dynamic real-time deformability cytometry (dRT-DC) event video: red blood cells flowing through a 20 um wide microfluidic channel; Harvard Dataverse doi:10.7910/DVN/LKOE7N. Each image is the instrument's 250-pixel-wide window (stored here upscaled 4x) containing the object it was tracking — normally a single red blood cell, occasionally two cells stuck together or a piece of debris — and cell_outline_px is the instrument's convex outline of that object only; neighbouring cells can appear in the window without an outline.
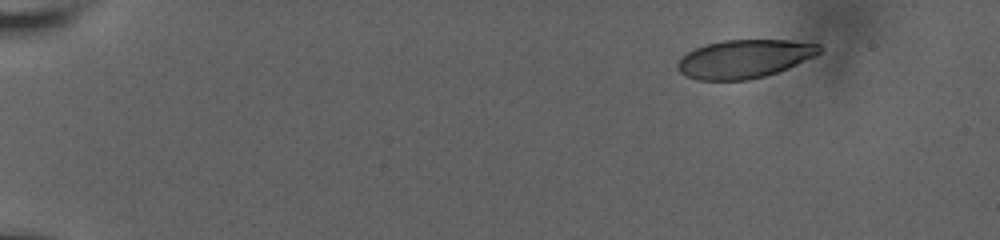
{"species": "human", "species_latin": "Homo sapiens", "temperature_condition": "room temperature", "stored_images_in_passage": 10, "camera_frame_rate_fps": 3000, "um_per_image_px": 0.085, "donor": {"sex": "male"}, "frame": {"image": 1, "passage_image": 1, "time_ms": 0.0, "image_size_px": [1000, 240], "cell_outline_px": [[820, 52], [816, 56], [788, 68], [764, 76], [748, 80], [696, 80], [680, 72], [676, 68], [676, 64], [688, 52], [696, 48], [708, 44], [724, 40], [788, 40], [820, 44]], "centroid_in_image_um": [63.29, 5.0], "position_along_channel_um": 21.7, "area_um2": 31.5}}
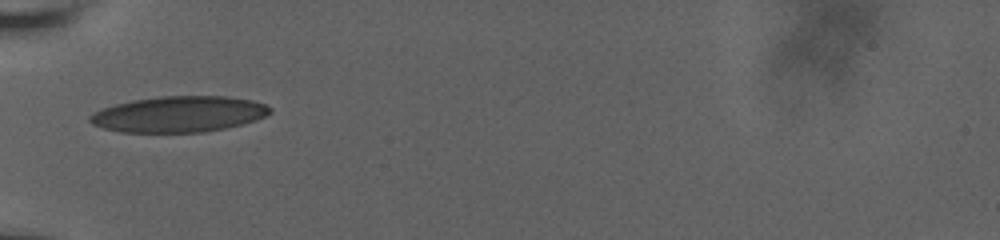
{"frame": {"image": 2, "passage_image": 9, "time_ms": 5.0, "image_size_px": [1000, 240], "cell_outline_px": [[272, 112], [256, 120], [224, 128], [204, 132], [120, 132], [104, 128], [92, 124], [88, 120], [88, 116], [104, 108], [116, 104], [132, 100], [160, 96], [228, 96], [252, 100], [264, 104], [272, 108]], "centroid_in_image_um": [15.21, 9.7], "position_along_channel_um": 69.8, "area_um2": 37.57}}